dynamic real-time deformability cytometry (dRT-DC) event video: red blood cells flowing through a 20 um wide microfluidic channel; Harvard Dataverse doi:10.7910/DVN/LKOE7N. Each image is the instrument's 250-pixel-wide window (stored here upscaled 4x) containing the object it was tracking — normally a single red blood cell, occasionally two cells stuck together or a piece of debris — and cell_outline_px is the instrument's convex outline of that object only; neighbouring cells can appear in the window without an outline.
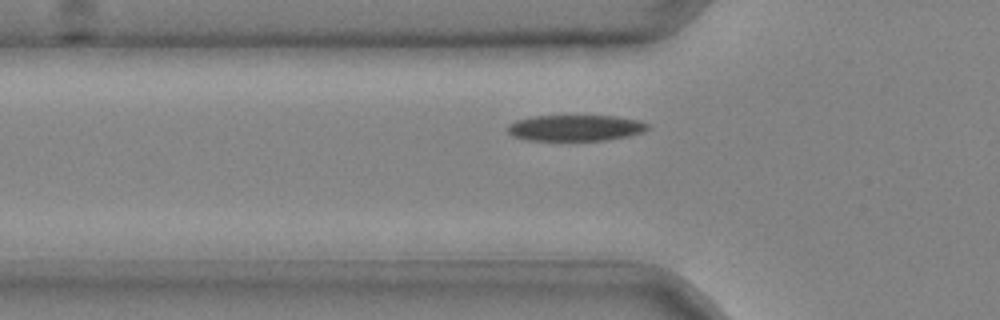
{"species": "common noctule bat (a hibernating species)", "species_latin": "Nyctalus noctula", "temperature_condition": "cold", "stored_images_in_passage": 26, "camera_frame_rate_fps": 3000, "um_per_image_px": 0.085, "animal": {"sex": "male", "body_mass_g": 20.4}, "frame": {"image": 1, "passage_image": 3, "time_ms": 0.667, "image_size_px": [1000, 320], "cell_outline_px": [[648, 128], [644, 132], [628, 136], [604, 140], [528, 140], [512, 136], [508, 132], [508, 124], [516, 120], [532, 116], [616, 116], [640, 120], [648, 124]], "centroid_in_image_um": [48.91, 10.87], "position_along_channel_um": 76.9, "area_um2": 21.27}}
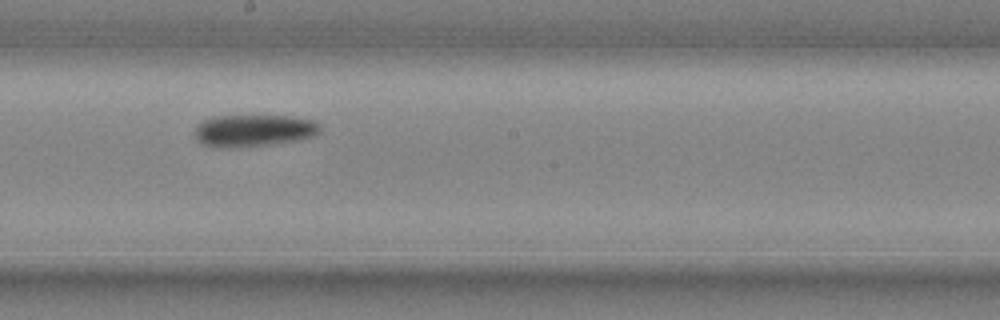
{"frame": {"image": 2, "passage_image": 13, "time_ms": 4.0, "image_size_px": [1000, 320], "cell_outline_px": [[320, 132], [316, 136], [300, 140], [272, 144], [232, 148], [216, 148], [200, 144], [196, 140], [196, 128], [204, 120], [216, 116], [288, 116], [316, 120], [320, 124]], "centroid_in_image_um": [21.6, 11.11], "position_along_channel_um": 226.6, "area_um2": 23.7}}
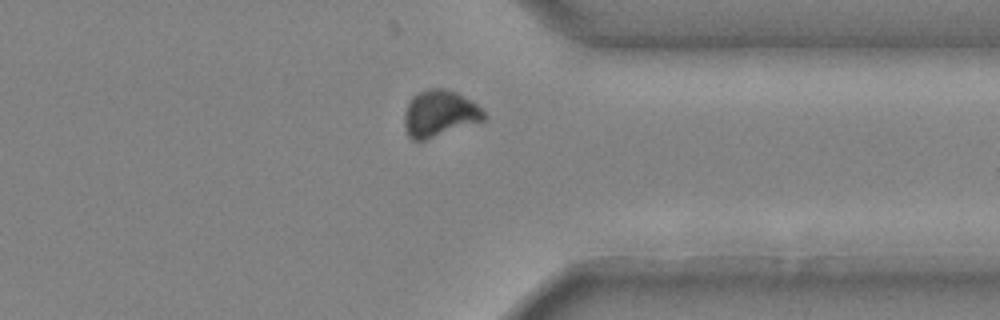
{"frame": {"image": 3, "passage_image": 23, "time_ms": 7.333, "image_size_px": [1000, 320], "cell_outline_px": [[488, 120], [424, 140], [412, 140], [408, 136], [404, 128], [404, 112], [412, 96], [428, 88], [444, 88], [456, 92], [476, 104], [488, 116]], "centroid_in_image_um": [37.37, 9.66], "position_along_channel_um": 374.0, "area_um2": 21.73}}